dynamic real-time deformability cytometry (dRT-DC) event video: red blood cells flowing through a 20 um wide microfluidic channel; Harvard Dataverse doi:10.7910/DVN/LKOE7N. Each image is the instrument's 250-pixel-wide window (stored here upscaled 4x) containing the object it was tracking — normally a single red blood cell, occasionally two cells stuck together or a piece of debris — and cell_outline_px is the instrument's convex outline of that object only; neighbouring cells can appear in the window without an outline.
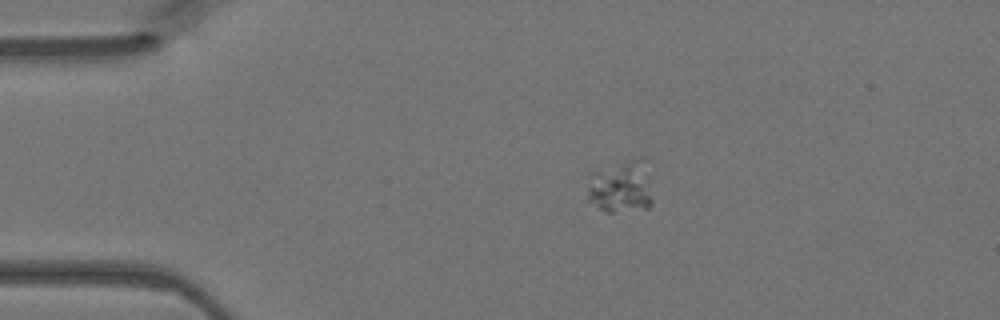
{"species": "Egyptian fruit bat (a non-hibernating species)", "species_latin": "Rousettus aegyptiacus", "temperature_condition": "warm", "stored_images_in_passage": 29, "camera_frame_rate_fps": 3000, "um_per_image_px": 0.085, "animal": {"sex": "female"}, "frame": {"image": 1, "passage_image": 1, "time_ms": 0.0, "image_size_px": [1000, 320], "cell_outline_px": [[652, 204], [648, 208], [612, 212], [604, 212], [584, 200], [588, 172], [640, 156], [644, 156], [652, 200]], "centroid_in_image_um": [52.67, 15.87], "position_along_channel_um": 32.3, "area_um2": 20.81}}
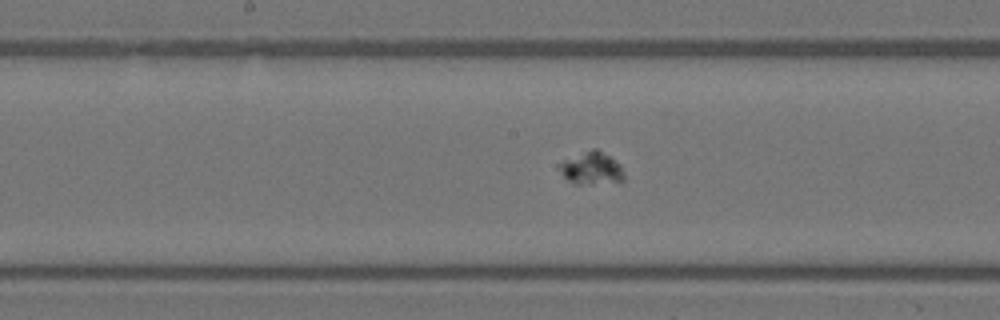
{"frame": {"image": 2, "passage_image": 16, "time_ms": 5.0, "image_size_px": [1000, 320], "cell_outline_px": [[624, 180], [592, 184], [572, 184], [556, 168], [564, 160], [592, 148], [596, 148], [620, 164], [624, 172]], "centroid_in_image_um": [50.25, 14.31], "position_along_channel_um": 197.9, "area_um2": 12.2}}
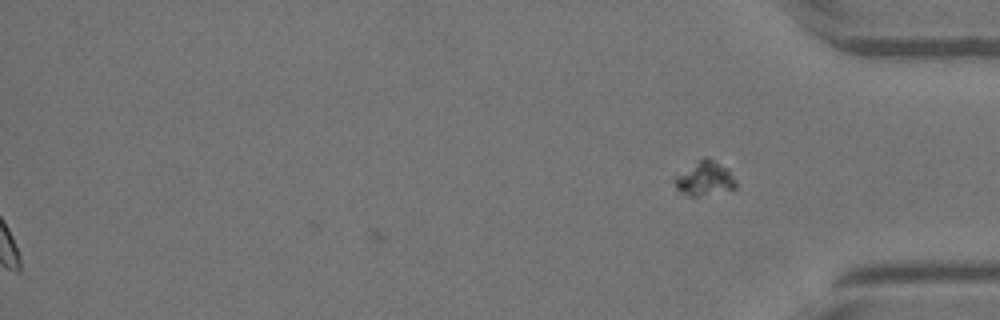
{"frame": {"image": 3, "passage_image": 29, "time_ms": 9.333, "image_size_px": [1000, 320], "cell_outline_px": [[736, 188], [700, 196], [688, 196], [676, 192], [668, 180], [672, 176], [704, 156], [708, 156], [728, 168], [736, 180]], "centroid_in_image_um": [59.77, 15.17], "position_along_channel_um": 375.4, "area_um2": 13.01}}